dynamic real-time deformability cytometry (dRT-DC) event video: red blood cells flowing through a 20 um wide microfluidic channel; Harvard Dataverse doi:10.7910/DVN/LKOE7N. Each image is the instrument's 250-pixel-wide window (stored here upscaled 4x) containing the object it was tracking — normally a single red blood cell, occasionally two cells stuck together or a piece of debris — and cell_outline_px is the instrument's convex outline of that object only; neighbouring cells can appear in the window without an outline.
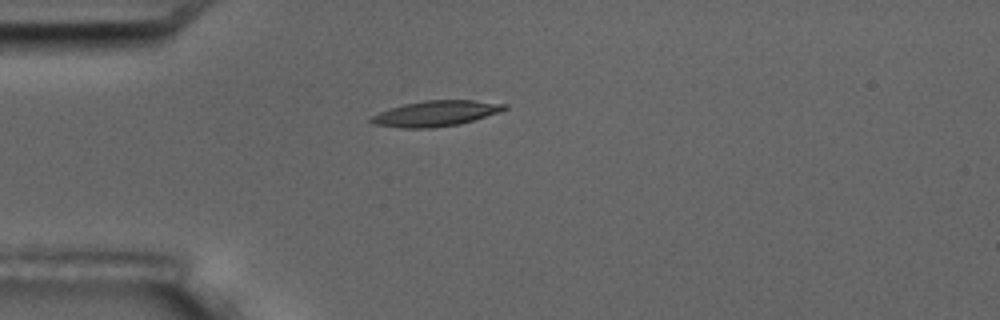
{"species": "common noctule bat (a hibernating species)", "species_latin": "Nyctalus noctula", "temperature_condition": "room temperature", "stored_images_in_passage": 6, "camera_frame_rate_fps": 3000, "um_per_image_px": 0.085, "animal": {"sex": "male", "body_mass_g": 17.5, "forearm_length_mm": 52.3}, "frame": {"image": 1, "passage_image": 5, "time_ms": 4.667, "image_size_px": [1000, 320], "cell_outline_px": [[508, 108], [500, 112], [460, 124], [432, 128], [400, 128], [372, 124], [368, 120], [372, 116], [388, 108], [404, 104], [424, 100], [472, 100], [508, 104]], "centroid_in_image_um": [37.03, 9.65], "position_along_channel_um": 48.0, "area_um2": 20.0}}